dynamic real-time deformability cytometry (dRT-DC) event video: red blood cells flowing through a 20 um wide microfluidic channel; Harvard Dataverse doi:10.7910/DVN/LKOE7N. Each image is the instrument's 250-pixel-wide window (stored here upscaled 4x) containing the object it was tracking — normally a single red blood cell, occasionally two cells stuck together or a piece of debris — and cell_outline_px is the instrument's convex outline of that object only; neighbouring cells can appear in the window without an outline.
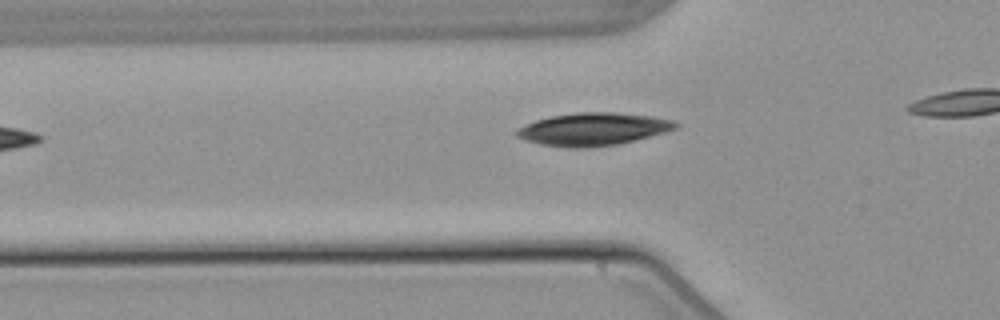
{"species": "common noctule bat (a hibernating species)", "species_latin": "Nyctalus noctula", "temperature_condition": "warm", "stored_images_in_passage": 13, "camera_frame_rate_fps": 3000, "um_per_image_px": 0.085, "animal": {"sex": "male", "body_mass_g": 21.5, "forearm_length_mm": 52.0}, "frame": {"image": 1, "passage_image": 4, "time_ms": 1.0, "image_size_px": [1000, 320], "cell_outline_px": [[680, 124], [676, 128], [664, 132], [616, 144], [588, 148], [568, 148], [540, 144], [516, 136], [512, 132], [516, 128], [536, 120], [552, 116], [576, 112], [616, 112], [652, 116], [672, 120]], "centroid_in_image_um": [50.37, 10.97], "position_along_channel_um": 75.4, "area_um2": 30.17}}